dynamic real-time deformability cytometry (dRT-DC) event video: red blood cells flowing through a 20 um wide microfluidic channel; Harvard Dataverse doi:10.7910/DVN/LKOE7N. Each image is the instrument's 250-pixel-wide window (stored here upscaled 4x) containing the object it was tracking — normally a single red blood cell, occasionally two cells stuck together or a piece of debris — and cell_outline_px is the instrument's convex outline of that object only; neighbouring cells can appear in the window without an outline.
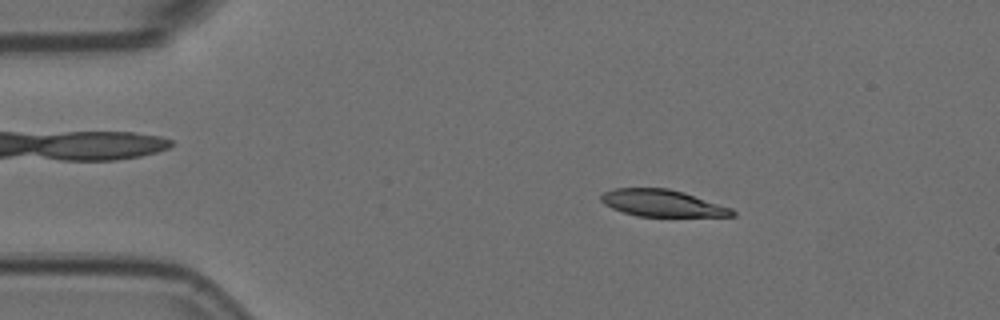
{"species": "Egyptian fruit bat (a non-hibernating species)", "species_latin": "Rousettus aegyptiacus", "temperature_condition": "room temperature", "stored_images_in_passage": 54, "camera_frame_rate_fps": 3000, "um_per_image_px": 0.085, "animal": {"sex": "female"}, "frame": {"image": 1, "passage_image": 9, "time_ms": 2.667, "image_size_px": [1000, 320], "cell_outline_px": [[736, 216], [640, 216], [624, 212], [612, 208], [604, 204], [600, 200], [600, 196], [604, 192], [612, 188], [668, 188], [684, 192], [732, 208], [736, 212]], "centroid_in_image_um": [56.29, 17.26], "position_along_channel_um": 28.7, "area_um2": 20.46}}
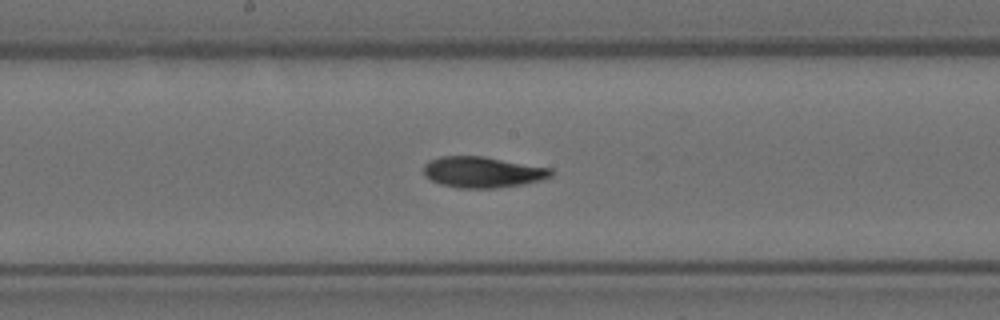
{"frame": {"image": 2, "passage_image": 28, "time_ms": 9.0, "image_size_px": [1000, 320], "cell_outline_px": [[552, 176], [540, 180], [524, 184], [496, 188], [460, 188], [440, 184], [424, 176], [424, 164], [428, 160], [440, 156], [484, 156], [552, 168]], "centroid_in_image_um": [41.01, 14.62], "position_along_channel_um": 207.2, "area_um2": 23.12}}
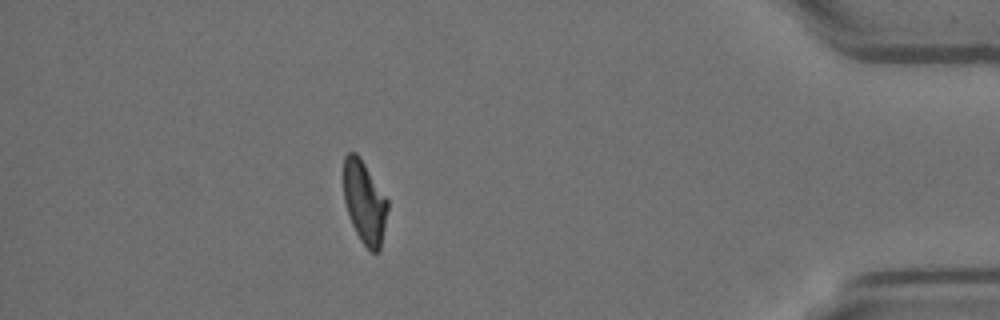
{"frame": {"image": 3, "passage_image": 48, "time_ms": 15.667, "image_size_px": [1000, 320], "cell_outline_px": [[388, 208], [380, 252], [372, 252], [360, 240], [352, 224], [344, 200], [344, 156], [348, 152], [356, 152], [388, 200]], "centroid_in_image_um": [30.99, 17.21], "position_along_channel_um": 404.2, "area_um2": 20.92}, "authors_computed_cell_mechanics": {"area_um2": 22.3686, "velocity_mm_per_s": 3.6761, "shape_relaxation_time_tau1_ms": 6.271, "shape_relaxation_time_tau2_ms": 3.1943, "deformation_change_tau1": 0.2213, "deformation_change_tau2": 0.0885}}